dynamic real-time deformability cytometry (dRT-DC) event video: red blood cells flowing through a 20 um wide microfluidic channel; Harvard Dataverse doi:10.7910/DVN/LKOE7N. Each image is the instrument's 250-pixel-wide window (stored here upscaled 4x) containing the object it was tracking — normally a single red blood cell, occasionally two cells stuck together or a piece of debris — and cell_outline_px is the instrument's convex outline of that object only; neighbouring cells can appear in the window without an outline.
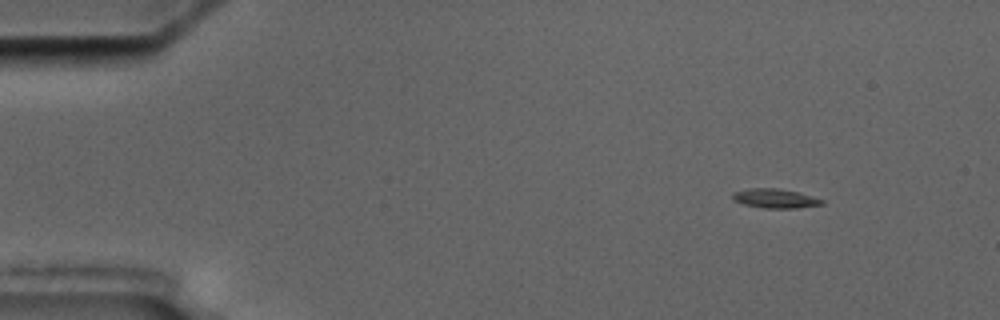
{"species": "common noctule bat (a hibernating species)", "species_latin": "Nyctalus noctula", "temperature_condition": "cold", "stored_images_in_passage": 5, "camera_frame_rate_fps": 3000, "um_per_image_px": 0.085, "animal": {"sex": "male", "body_mass_g": 17.5, "forearm_length_mm": 52.3}, "frame": {"image": 1, "passage_image": 2, "time_ms": 2.0, "image_size_px": [1000, 320], "cell_outline_px": [[824, 204], [796, 208], [764, 208], [744, 204], [732, 200], [732, 192], [748, 188], [776, 188], [800, 192], [824, 200]], "centroid_in_image_um": [65.87, 16.86], "position_along_channel_um": 19.1, "area_um2": 10.12}}